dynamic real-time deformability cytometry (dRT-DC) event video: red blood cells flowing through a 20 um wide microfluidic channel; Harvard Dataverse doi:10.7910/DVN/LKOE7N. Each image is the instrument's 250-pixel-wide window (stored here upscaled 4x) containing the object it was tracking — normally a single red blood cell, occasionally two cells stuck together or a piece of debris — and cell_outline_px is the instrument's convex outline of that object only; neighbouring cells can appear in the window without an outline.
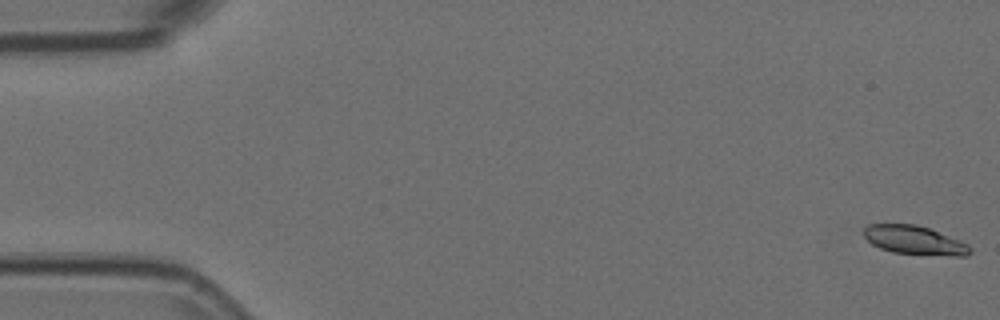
{"species": "Egyptian fruit bat (a non-hibernating species)", "species_latin": "Rousettus aegyptiacus", "temperature_condition": "room temperature", "stored_images_in_passage": 6, "camera_frame_rate_fps": 3000, "um_per_image_px": 0.085, "animal": {"sex": "female"}, "frame": {"image": 1, "passage_image": 1, "time_ms": 0.0, "image_size_px": [1000, 320], "cell_outline_px": [[972, 252], [968, 256], [952, 256], [892, 252], [880, 248], [872, 244], [864, 236], [864, 228], [868, 224], [916, 224], [928, 228], [960, 240], [968, 244], [972, 248]], "centroid_in_image_um": [77.76, 20.42], "position_along_channel_um": 7.2, "area_um2": 17.8}}
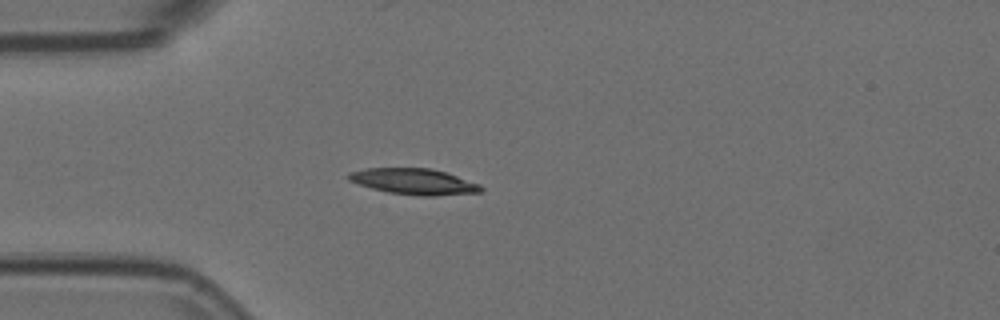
{"frame": {"image": 2, "passage_image": 5, "time_ms": 1.333, "image_size_px": [1000, 320], "cell_outline_px": [[484, 188], [480, 192], [436, 196], [420, 196], [388, 192], [372, 188], [348, 180], [348, 172], [368, 168], [428, 168], [448, 172], [480, 184]], "centroid_in_image_um": [35.22, 15.43], "position_along_channel_um": 49.8, "area_um2": 20.06}}